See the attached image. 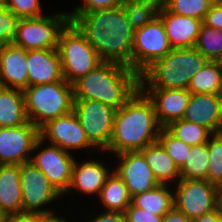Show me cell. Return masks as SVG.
Masks as SVG:
<instances>
[{"instance_id": "obj_26", "label": "cell", "mask_w": 222, "mask_h": 222, "mask_svg": "<svg viewBox=\"0 0 222 222\" xmlns=\"http://www.w3.org/2000/svg\"><path fill=\"white\" fill-rule=\"evenodd\" d=\"M167 184H159L153 189L132 197V203L154 215L164 216L174 207V194Z\"/></svg>"}, {"instance_id": "obj_23", "label": "cell", "mask_w": 222, "mask_h": 222, "mask_svg": "<svg viewBox=\"0 0 222 222\" xmlns=\"http://www.w3.org/2000/svg\"><path fill=\"white\" fill-rule=\"evenodd\" d=\"M28 122L23 90L0 86V127H17Z\"/></svg>"}, {"instance_id": "obj_18", "label": "cell", "mask_w": 222, "mask_h": 222, "mask_svg": "<svg viewBox=\"0 0 222 222\" xmlns=\"http://www.w3.org/2000/svg\"><path fill=\"white\" fill-rule=\"evenodd\" d=\"M152 100L159 124L165 128L183 118L191 93L186 88L142 89Z\"/></svg>"}, {"instance_id": "obj_4", "label": "cell", "mask_w": 222, "mask_h": 222, "mask_svg": "<svg viewBox=\"0 0 222 222\" xmlns=\"http://www.w3.org/2000/svg\"><path fill=\"white\" fill-rule=\"evenodd\" d=\"M208 61L209 60L194 47L172 49L168 54L156 60L140 75V88L187 89L191 78L202 69Z\"/></svg>"}, {"instance_id": "obj_40", "label": "cell", "mask_w": 222, "mask_h": 222, "mask_svg": "<svg viewBox=\"0 0 222 222\" xmlns=\"http://www.w3.org/2000/svg\"><path fill=\"white\" fill-rule=\"evenodd\" d=\"M89 222H126L124 212L105 211Z\"/></svg>"}, {"instance_id": "obj_28", "label": "cell", "mask_w": 222, "mask_h": 222, "mask_svg": "<svg viewBox=\"0 0 222 222\" xmlns=\"http://www.w3.org/2000/svg\"><path fill=\"white\" fill-rule=\"evenodd\" d=\"M210 154L208 142L191 146L185 163L180 168V180L197 179L208 181Z\"/></svg>"}, {"instance_id": "obj_12", "label": "cell", "mask_w": 222, "mask_h": 222, "mask_svg": "<svg viewBox=\"0 0 222 222\" xmlns=\"http://www.w3.org/2000/svg\"><path fill=\"white\" fill-rule=\"evenodd\" d=\"M23 213H47L42 206L62 196L46 175L31 162L20 165ZM42 208V209H40Z\"/></svg>"}, {"instance_id": "obj_15", "label": "cell", "mask_w": 222, "mask_h": 222, "mask_svg": "<svg viewBox=\"0 0 222 222\" xmlns=\"http://www.w3.org/2000/svg\"><path fill=\"white\" fill-rule=\"evenodd\" d=\"M121 162L114 172L124 181L131 197L159 185L153 171L139 151L116 154Z\"/></svg>"}, {"instance_id": "obj_25", "label": "cell", "mask_w": 222, "mask_h": 222, "mask_svg": "<svg viewBox=\"0 0 222 222\" xmlns=\"http://www.w3.org/2000/svg\"><path fill=\"white\" fill-rule=\"evenodd\" d=\"M100 201L106 207L105 211L125 212L132 203V197L124 181L114 172L107 177L105 185L99 194Z\"/></svg>"}, {"instance_id": "obj_43", "label": "cell", "mask_w": 222, "mask_h": 222, "mask_svg": "<svg viewBox=\"0 0 222 222\" xmlns=\"http://www.w3.org/2000/svg\"><path fill=\"white\" fill-rule=\"evenodd\" d=\"M35 222H67L64 218L54 215L53 211L47 213H35Z\"/></svg>"}, {"instance_id": "obj_30", "label": "cell", "mask_w": 222, "mask_h": 222, "mask_svg": "<svg viewBox=\"0 0 222 222\" xmlns=\"http://www.w3.org/2000/svg\"><path fill=\"white\" fill-rule=\"evenodd\" d=\"M194 48L209 61L222 62V29L206 26L202 22Z\"/></svg>"}, {"instance_id": "obj_5", "label": "cell", "mask_w": 222, "mask_h": 222, "mask_svg": "<svg viewBox=\"0 0 222 222\" xmlns=\"http://www.w3.org/2000/svg\"><path fill=\"white\" fill-rule=\"evenodd\" d=\"M23 94L28 120L38 129L48 121L73 111V85L65 79L29 86Z\"/></svg>"}, {"instance_id": "obj_6", "label": "cell", "mask_w": 222, "mask_h": 222, "mask_svg": "<svg viewBox=\"0 0 222 222\" xmlns=\"http://www.w3.org/2000/svg\"><path fill=\"white\" fill-rule=\"evenodd\" d=\"M57 50L64 79L71 84L103 62L72 22L60 32Z\"/></svg>"}, {"instance_id": "obj_10", "label": "cell", "mask_w": 222, "mask_h": 222, "mask_svg": "<svg viewBox=\"0 0 222 222\" xmlns=\"http://www.w3.org/2000/svg\"><path fill=\"white\" fill-rule=\"evenodd\" d=\"M220 206L218 186L207 180H178L174 207L193 220Z\"/></svg>"}, {"instance_id": "obj_45", "label": "cell", "mask_w": 222, "mask_h": 222, "mask_svg": "<svg viewBox=\"0 0 222 222\" xmlns=\"http://www.w3.org/2000/svg\"><path fill=\"white\" fill-rule=\"evenodd\" d=\"M8 213L0 208V222H6L8 218Z\"/></svg>"}, {"instance_id": "obj_27", "label": "cell", "mask_w": 222, "mask_h": 222, "mask_svg": "<svg viewBox=\"0 0 222 222\" xmlns=\"http://www.w3.org/2000/svg\"><path fill=\"white\" fill-rule=\"evenodd\" d=\"M187 89L191 94H222V62L208 61L191 78Z\"/></svg>"}, {"instance_id": "obj_33", "label": "cell", "mask_w": 222, "mask_h": 222, "mask_svg": "<svg viewBox=\"0 0 222 222\" xmlns=\"http://www.w3.org/2000/svg\"><path fill=\"white\" fill-rule=\"evenodd\" d=\"M157 141L180 169L189 155L191 146L177 139L166 128L161 129Z\"/></svg>"}, {"instance_id": "obj_42", "label": "cell", "mask_w": 222, "mask_h": 222, "mask_svg": "<svg viewBox=\"0 0 222 222\" xmlns=\"http://www.w3.org/2000/svg\"><path fill=\"white\" fill-rule=\"evenodd\" d=\"M162 222H192L184 213L173 207L163 217Z\"/></svg>"}, {"instance_id": "obj_16", "label": "cell", "mask_w": 222, "mask_h": 222, "mask_svg": "<svg viewBox=\"0 0 222 222\" xmlns=\"http://www.w3.org/2000/svg\"><path fill=\"white\" fill-rule=\"evenodd\" d=\"M182 119L203 126L212 134L222 132V94H191Z\"/></svg>"}, {"instance_id": "obj_8", "label": "cell", "mask_w": 222, "mask_h": 222, "mask_svg": "<svg viewBox=\"0 0 222 222\" xmlns=\"http://www.w3.org/2000/svg\"><path fill=\"white\" fill-rule=\"evenodd\" d=\"M171 50L162 20L157 16L150 23L134 30L132 70L140 76Z\"/></svg>"}, {"instance_id": "obj_14", "label": "cell", "mask_w": 222, "mask_h": 222, "mask_svg": "<svg viewBox=\"0 0 222 222\" xmlns=\"http://www.w3.org/2000/svg\"><path fill=\"white\" fill-rule=\"evenodd\" d=\"M39 136L61 149L93 148L74 111L48 121L39 129Z\"/></svg>"}, {"instance_id": "obj_34", "label": "cell", "mask_w": 222, "mask_h": 222, "mask_svg": "<svg viewBox=\"0 0 222 222\" xmlns=\"http://www.w3.org/2000/svg\"><path fill=\"white\" fill-rule=\"evenodd\" d=\"M208 151L210 154L208 181L217 186L222 181V132L210 136Z\"/></svg>"}, {"instance_id": "obj_20", "label": "cell", "mask_w": 222, "mask_h": 222, "mask_svg": "<svg viewBox=\"0 0 222 222\" xmlns=\"http://www.w3.org/2000/svg\"><path fill=\"white\" fill-rule=\"evenodd\" d=\"M0 86L24 90L28 87L27 51L13 44L0 48Z\"/></svg>"}, {"instance_id": "obj_1", "label": "cell", "mask_w": 222, "mask_h": 222, "mask_svg": "<svg viewBox=\"0 0 222 222\" xmlns=\"http://www.w3.org/2000/svg\"><path fill=\"white\" fill-rule=\"evenodd\" d=\"M102 61L132 69L134 28L121 6L86 13H67Z\"/></svg>"}, {"instance_id": "obj_47", "label": "cell", "mask_w": 222, "mask_h": 222, "mask_svg": "<svg viewBox=\"0 0 222 222\" xmlns=\"http://www.w3.org/2000/svg\"><path fill=\"white\" fill-rule=\"evenodd\" d=\"M220 206L222 207V191L220 192Z\"/></svg>"}, {"instance_id": "obj_31", "label": "cell", "mask_w": 222, "mask_h": 222, "mask_svg": "<svg viewBox=\"0 0 222 222\" xmlns=\"http://www.w3.org/2000/svg\"><path fill=\"white\" fill-rule=\"evenodd\" d=\"M173 136L190 146L207 143L212 133L196 123L175 120L165 127Z\"/></svg>"}, {"instance_id": "obj_24", "label": "cell", "mask_w": 222, "mask_h": 222, "mask_svg": "<svg viewBox=\"0 0 222 222\" xmlns=\"http://www.w3.org/2000/svg\"><path fill=\"white\" fill-rule=\"evenodd\" d=\"M153 171L159 184H166L173 179L180 180V169L158 142L147 145L139 151Z\"/></svg>"}, {"instance_id": "obj_17", "label": "cell", "mask_w": 222, "mask_h": 222, "mask_svg": "<svg viewBox=\"0 0 222 222\" xmlns=\"http://www.w3.org/2000/svg\"><path fill=\"white\" fill-rule=\"evenodd\" d=\"M157 16L162 20L172 49L195 47L201 20L169 12L162 4Z\"/></svg>"}, {"instance_id": "obj_3", "label": "cell", "mask_w": 222, "mask_h": 222, "mask_svg": "<svg viewBox=\"0 0 222 222\" xmlns=\"http://www.w3.org/2000/svg\"><path fill=\"white\" fill-rule=\"evenodd\" d=\"M74 100H95L116 110L140 87V76L130 67L103 61L73 84Z\"/></svg>"}, {"instance_id": "obj_9", "label": "cell", "mask_w": 222, "mask_h": 222, "mask_svg": "<svg viewBox=\"0 0 222 222\" xmlns=\"http://www.w3.org/2000/svg\"><path fill=\"white\" fill-rule=\"evenodd\" d=\"M73 111L90 143L105 151L110 144L117 110L100 101L74 100Z\"/></svg>"}, {"instance_id": "obj_37", "label": "cell", "mask_w": 222, "mask_h": 222, "mask_svg": "<svg viewBox=\"0 0 222 222\" xmlns=\"http://www.w3.org/2000/svg\"><path fill=\"white\" fill-rule=\"evenodd\" d=\"M126 222H162L164 216L154 215L131 203L125 210Z\"/></svg>"}, {"instance_id": "obj_2", "label": "cell", "mask_w": 222, "mask_h": 222, "mask_svg": "<svg viewBox=\"0 0 222 222\" xmlns=\"http://www.w3.org/2000/svg\"><path fill=\"white\" fill-rule=\"evenodd\" d=\"M163 127L159 124L152 100L139 87L115 114L109 147L114 156L140 151L157 141Z\"/></svg>"}, {"instance_id": "obj_36", "label": "cell", "mask_w": 222, "mask_h": 222, "mask_svg": "<svg viewBox=\"0 0 222 222\" xmlns=\"http://www.w3.org/2000/svg\"><path fill=\"white\" fill-rule=\"evenodd\" d=\"M2 4L19 19L43 16L39 0H3Z\"/></svg>"}, {"instance_id": "obj_41", "label": "cell", "mask_w": 222, "mask_h": 222, "mask_svg": "<svg viewBox=\"0 0 222 222\" xmlns=\"http://www.w3.org/2000/svg\"><path fill=\"white\" fill-rule=\"evenodd\" d=\"M192 222H222V207L203 214L192 220Z\"/></svg>"}, {"instance_id": "obj_35", "label": "cell", "mask_w": 222, "mask_h": 222, "mask_svg": "<svg viewBox=\"0 0 222 222\" xmlns=\"http://www.w3.org/2000/svg\"><path fill=\"white\" fill-rule=\"evenodd\" d=\"M19 18L5 5L0 4V48L12 44Z\"/></svg>"}, {"instance_id": "obj_46", "label": "cell", "mask_w": 222, "mask_h": 222, "mask_svg": "<svg viewBox=\"0 0 222 222\" xmlns=\"http://www.w3.org/2000/svg\"><path fill=\"white\" fill-rule=\"evenodd\" d=\"M217 186H218L219 191L221 192L222 191V181Z\"/></svg>"}, {"instance_id": "obj_38", "label": "cell", "mask_w": 222, "mask_h": 222, "mask_svg": "<svg viewBox=\"0 0 222 222\" xmlns=\"http://www.w3.org/2000/svg\"><path fill=\"white\" fill-rule=\"evenodd\" d=\"M122 0H83L82 5L73 9L70 13H86L97 10L112 9L121 6Z\"/></svg>"}, {"instance_id": "obj_32", "label": "cell", "mask_w": 222, "mask_h": 222, "mask_svg": "<svg viewBox=\"0 0 222 222\" xmlns=\"http://www.w3.org/2000/svg\"><path fill=\"white\" fill-rule=\"evenodd\" d=\"M216 0H161V4L174 14L193 17L203 22Z\"/></svg>"}, {"instance_id": "obj_19", "label": "cell", "mask_w": 222, "mask_h": 222, "mask_svg": "<svg viewBox=\"0 0 222 222\" xmlns=\"http://www.w3.org/2000/svg\"><path fill=\"white\" fill-rule=\"evenodd\" d=\"M28 87L64 79L57 49L27 51Z\"/></svg>"}, {"instance_id": "obj_22", "label": "cell", "mask_w": 222, "mask_h": 222, "mask_svg": "<svg viewBox=\"0 0 222 222\" xmlns=\"http://www.w3.org/2000/svg\"><path fill=\"white\" fill-rule=\"evenodd\" d=\"M0 208L8 214L23 213L20 165L0 166Z\"/></svg>"}, {"instance_id": "obj_13", "label": "cell", "mask_w": 222, "mask_h": 222, "mask_svg": "<svg viewBox=\"0 0 222 222\" xmlns=\"http://www.w3.org/2000/svg\"><path fill=\"white\" fill-rule=\"evenodd\" d=\"M75 160L70 152L50 144L32 157L30 162L39 168L53 187L64 196L70 186Z\"/></svg>"}, {"instance_id": "obj_44", "label": "cell", "mask_w": 222, "mask_h": 222, "mask_svg": "<svg viewBox=\"0 0 222 222\" xmlns=\"http://www.w3.org/2000/svg\"><path fill=\"white\" fill-rule=\"evenodd\" d=\"M6 222H35V213L9 214Z\"/></svg>"}, {"instance_id": "obj_7", "label": "cell", "mask_w": 222, "mask_h": 222, "mask_svg": "<svg viewBox=\"0 0 222 222\" xmlns=\"http://www.w3.org/2000/svg\"><path fill=\"white\" fill-rule=\"evenodd\" d=\"M69 22L66 12L53 17L20 18L12 44L26 51L57 49L60 32Z\"/></svg>"}, {"instance_id": "obj_39", "label": "cell", "mask_w": 222, "mask_h": 222, "mask_svg": "<svg viewBox=\"0 0 222 222\" xmlns=\"http://www.w3.org/2000/svg\"><path fill=\"white\" fill-rule=\"evenodd\" d=\"M203 23L209 27L222 29V0H216L206 13Z\"/></svg>"}, {"instance_id": "obj_11", "label": "cell", "mask_w": 222, "mask_h": 222, "mask_svg": "<svg viewBox=\"0 0 222 222\" xmlns=\"http://www.w3.org/2000/svg\"><path fill=\"white\" fill-rule=\"evenodd\" d=\"M44 142L39 129L30 121L17 127H0V164L21 165L31 161V151Z\"/></svg>"}, {"instance_id": "obj_29", "label": "cell", "mask_w": 222, "mask_h": 222, "mask_svg": "<svg viewBox=\"0 0 222 222\" xmlns=\"http://www.w3.org/2000/svg\"><path fill=\"white\" fill-rule=\"evenodd\" d=\"M161 0H122L121 7L135 29L150 23L158 15Z\"/></svg>"}, {"instance_id": "obj_21", "label": "cell", "mask_w": 222, "mask_h": 222, "mask_svg": "<svg viewBox=\"0 0 222 222\" xmlns=\"http://www.w3.org/2000/svg\"><path fill=\"white\" fill-rule=\"evenodd\" d=\"M110 172L100 162L86 161L80 165L75 160L68 191L76 188L82 192L88 194L95 193L99 196L101 188L105 185L107 177L111 174Z\"/></svg>"}]
</instances>
